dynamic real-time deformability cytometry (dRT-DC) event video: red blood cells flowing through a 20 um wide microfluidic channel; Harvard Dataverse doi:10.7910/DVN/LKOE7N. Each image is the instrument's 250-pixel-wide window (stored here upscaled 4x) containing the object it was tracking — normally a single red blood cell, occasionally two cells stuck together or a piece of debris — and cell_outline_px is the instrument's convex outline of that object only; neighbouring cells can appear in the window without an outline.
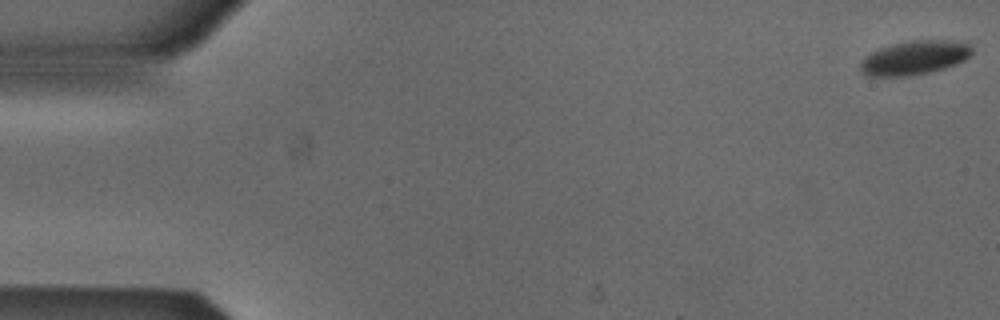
{"species": "Egyptian fruit bat (a non-hibernating species)", "species_latin": "Rousettus aegyptiacus", "temperature_condition": "cold", "stored_images_in_passage": 54, "camera_frame_rate_fps": 3000, "um_per_image_px": 0.085, "animal": {"sex": "male"}, "frame": {"image": 1, "passage_image": 1, "time_ms": 0.0, "image_size_px": [1000, 320], "cell_outline_px": [[972, 56], [956, 64], [944, 68], [928, 72], [908, 76], [864, 76], [860, 72], [860, 60], [864, 56], [880, 48], [892, 44], [912, 40], [968, 40], [972, 44]], "centroid_in_image_um": [77.77, 4.89], "position_along_channel_um": 7.2, "area_um2": 22.6}}
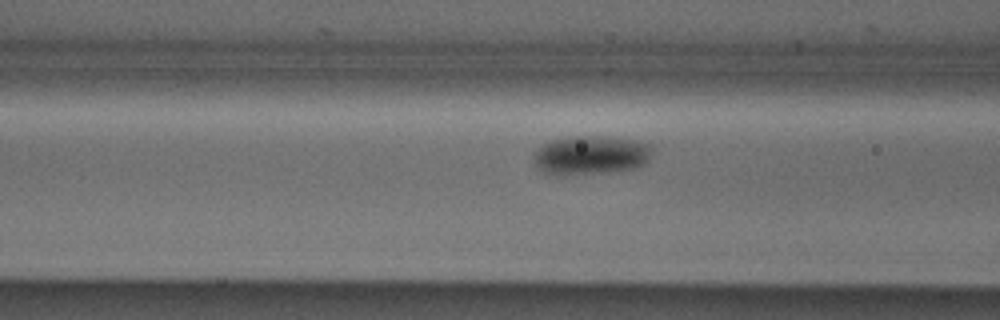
{"frame": {"image": 2, "passage_image": 21, "time_ms": 6.667, "image_size_px": [1000, 320], "cell_outline_px": [[652, 148], [648, 160], [644, 164], [636, 168], [584, 172], [544, 172], [532, 160], [532, 156], [548, 140], [564, 136], [608, 136], [636, 140], [652, 144]], "centroid_in_image_um": [50.25, 13.1], "position_along_channel_um": 116.3, "area_um2": 26.07}}
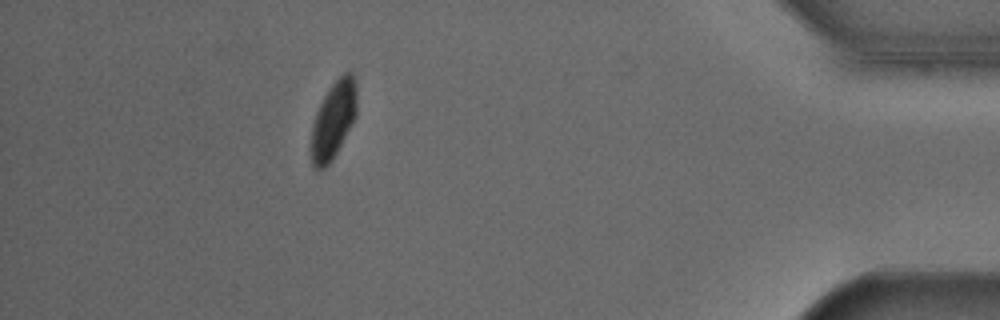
{"frame": {"image": 3, "passage_image": 48, "time_ms": 15.667, "image_size_px": [1000, 320], "cell_outline_px": [[356, 116], [332, 160], [324, 168], [312, 168], [308, 148], [312, 124], [316, 112], [328, 88], [344, 72], [352, 72], [356, 80]], "centroid_in_image_um": [28.29, 10.23], "position_along_channel_um": 406.9, "area_um2": 20.92}, "authors_computed_cell_mechanics": {"area_um2": 23.8714, "velocity_mm_per_s": 3.8388, "shape_relaxation_time_tau1_ms": 2.4944, "shape_relaxation_time_tau2_ms": null, "deformation_change_tau1": 0.0663, "deformation_change_tau2": null}}